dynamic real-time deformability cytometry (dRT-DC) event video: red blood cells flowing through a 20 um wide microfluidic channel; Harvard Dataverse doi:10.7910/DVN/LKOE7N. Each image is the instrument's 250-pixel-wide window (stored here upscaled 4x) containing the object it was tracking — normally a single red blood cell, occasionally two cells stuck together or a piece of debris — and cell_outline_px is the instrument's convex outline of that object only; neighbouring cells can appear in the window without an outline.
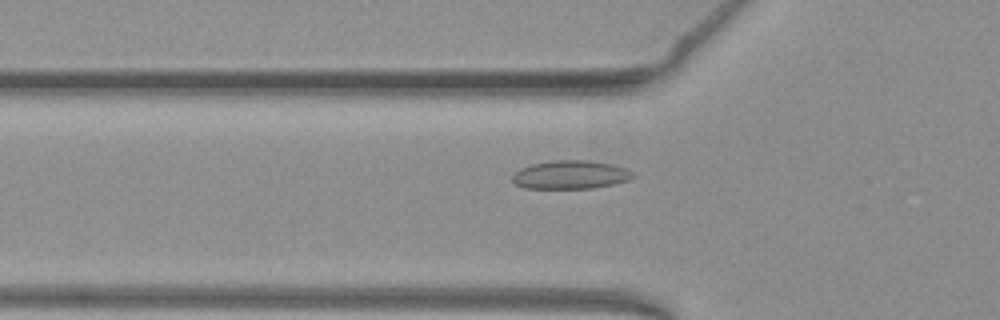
{"species": "common noctule bat (a hibernating species)", "species_latin": "Nyctalus noctula", "temperature_condition": "warm", "stored_images_in_passage": 52, "camera_frame_rate_fps": 3000, "um_per_image_px": 0.085, "animal": {"sex": "female", "body_mass_g": 19.3, "forearm_length_mm": 54.1}, "frame": {"image": 1, "passage_image": 18, "time_ms": 5.667, "image_size_px": [1000, 320], "cell_outline_px": [[636, 176], [628, 180], [612, 184], [592, 188], [524, 188], [516, 184], [512, 180], [512, 176], [520, 168], [532, 164], [552, 160], [588, 160], [612, 164], [628, 168]], "centroid_in_image_um": [48.51, 14.84], "position_along_channel_um": 77.3, "area_um2": 20.0}}
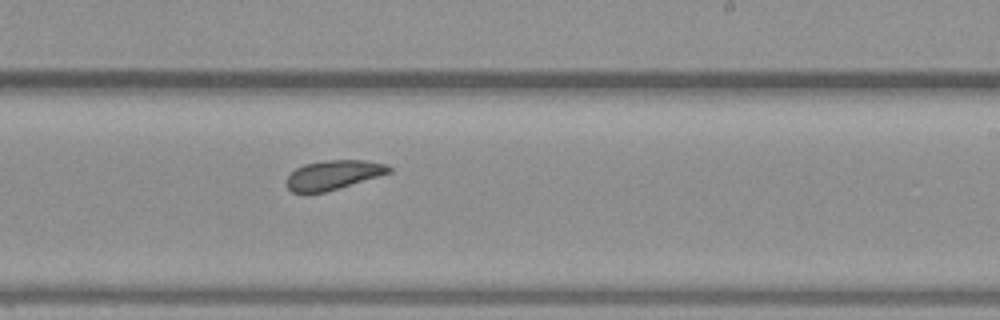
{"frame": {"image": 2, "passage_image": 32, "time_ms": 10.333, "image_size_px": [1000, 320], "cell_outline_px": [[392, 172], [324, 192], [304, 196], [292, 192], [284, 184], [284, 180], [296, 168], [304, 164], [328, 160], [364, 160], [388, 164], [392, 168]], "centroid_in_image_um": [28.26, 14.9], "position_along_channel_um": 260.7, "area_um2": 17.86}}
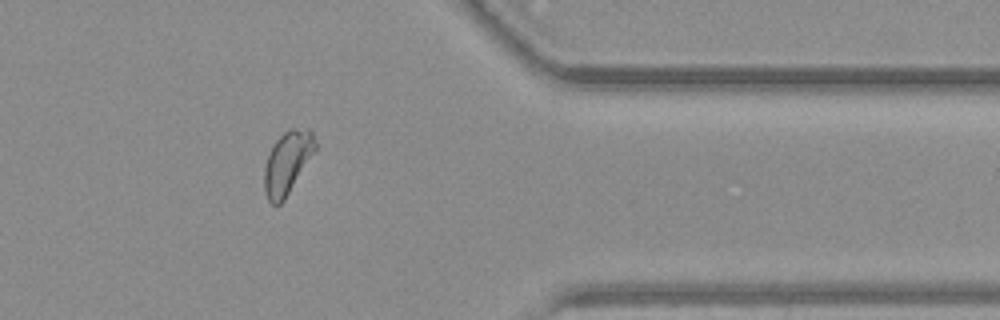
{"frame": {"image": 3, "passage_image": 43, "time_ms": 14.0, "image_size_px": [1000, 320], "cell_outline_px": [[316, 148], [284, 200], [280, 204], [272, 204], [268, 200], [264, 192], [264, 168], [268, 156], [276, 140], [288, 128], [308, 128], [312, 132], [316, 144]], "centroid_in_image_um": [24.41, 13.81], "position_along_channel_um": 387.0, "area_um2": 18.26}}